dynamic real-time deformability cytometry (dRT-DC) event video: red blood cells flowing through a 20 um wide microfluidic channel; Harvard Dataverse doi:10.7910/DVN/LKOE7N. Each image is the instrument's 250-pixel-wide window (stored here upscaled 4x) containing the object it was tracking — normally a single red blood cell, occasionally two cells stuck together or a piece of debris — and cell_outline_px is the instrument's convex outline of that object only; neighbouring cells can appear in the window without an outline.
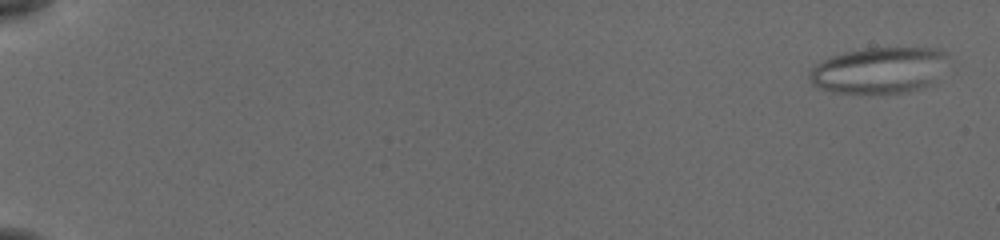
{"species": "common noctule bat (a hibernating species)", "species_latin": "Nyctalus noctula", "temperature_condition": "cold", "stored_images_in_passage": 58, "camera_frame_rate_fps": 3000, "um_per_image_px": 0.085, "animal": {"sex": "female", "body_mass_g": 19.5, "forearm_length_mm": 54.1}, "frame": {"image": 1, "passage_image": 3, "time_ms": 0.667, "image_size_px": [1000, 240], "cell_outline_px": [[944, 52], [924, 84], [920, 88], [900, 92], [832, 92], [820, 88], [812, 84], [808, 76], [808, 72], [816, 64], [824, 60], [848, 52], [864, 48], [928, 48]], "centroid_in_image_um": [74.45, 5.97], "position_along_channel_um": 10.6, "area_um2": 34.62}}
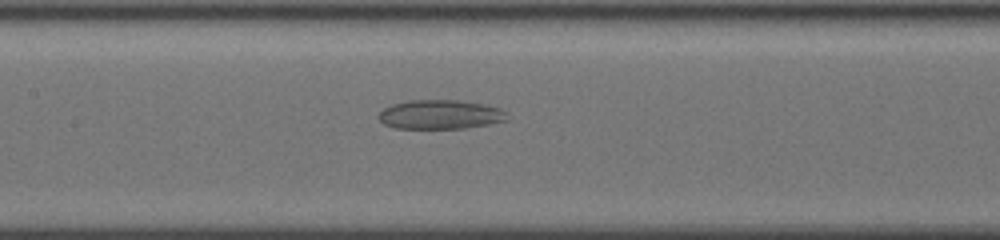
{"frame": {"image": 2, "passage_image": 31, "time_ms": 10.0, "image_size_px": [1000, 240], "cell_outline_px": [[508, 120], [488, 124], [464, 128], [396, 128], [384, 124], [380, 120], [380, 112], [384, 108], [392, 104], [408, 100], [460, 100], [484, 104], [500, 108], [504, 112]], "centroid_in_image_um": [37.42, 9.72], "position_along_channel_um": 170.0, "area_um2": 21.68}}
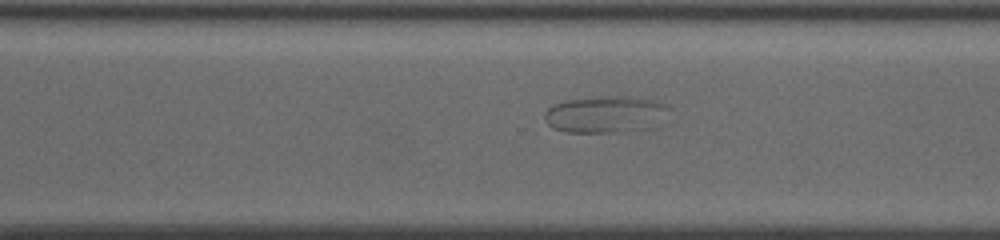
{"frame": {"image": 3, "passage_image": 43, "time_ms": 14.0, "image_size_px": [1000, 240], "cell_outline_px": [[668, 108], [620, 132], [564, 132], [552, 128], [548, 124], [544, 116], [544, 112], [548, 108], [556, 104], [568, 100], [612, 96], [624, 96], [656, 100], [668, 104]], "centroid_in_image_um": [51.14, 9.67], "position_along_channel_um": 319.5, "area_um2": 24.28}}